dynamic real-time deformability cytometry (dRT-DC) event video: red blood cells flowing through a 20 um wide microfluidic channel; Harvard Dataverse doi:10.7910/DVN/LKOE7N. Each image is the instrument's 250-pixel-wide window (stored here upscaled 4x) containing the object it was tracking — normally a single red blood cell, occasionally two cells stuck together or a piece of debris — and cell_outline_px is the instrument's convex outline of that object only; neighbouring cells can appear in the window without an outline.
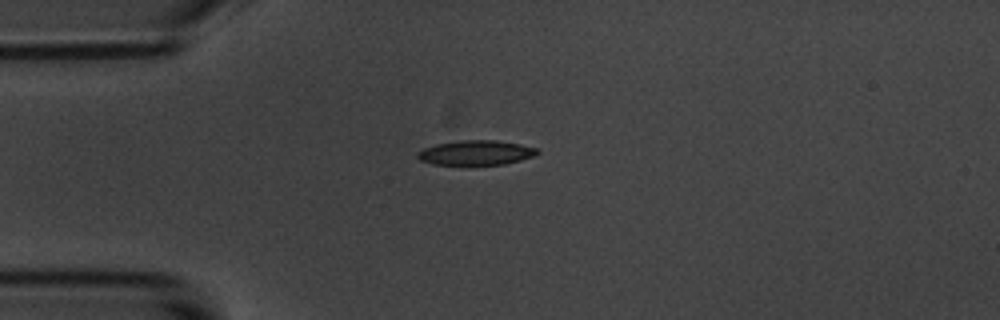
{"species": "common noctule bat (a hibernating species)", "species_latin": "Nyctalus noctula", "temperature_condition": "room temperature", "stored_images_in_passage": 43, "camera_frame_rate_fps": 3000, "um_per_image_px": 0.085, "animal": {"sex": "male", "body_mass_g": 20.1, "forearm_length_mm": 53.5}, "frame": {"image": 1, "passage_image": 1, "time_ms": 0.0, "image_size_px": [1000, 320], "cell_outline_px": [[540, 152], [532, 156], [520, 160], [504, 164], [432, 164], [420, 160], [416, 156], [416, 152], [424, 148], [436, 144], [460, 140], [496, 140], [520, 144], [536, 148]], "centroid_in_image_um": [40.42, 12.97], "position_along_channel_um": 44.6, "area_um2": 17.05}}
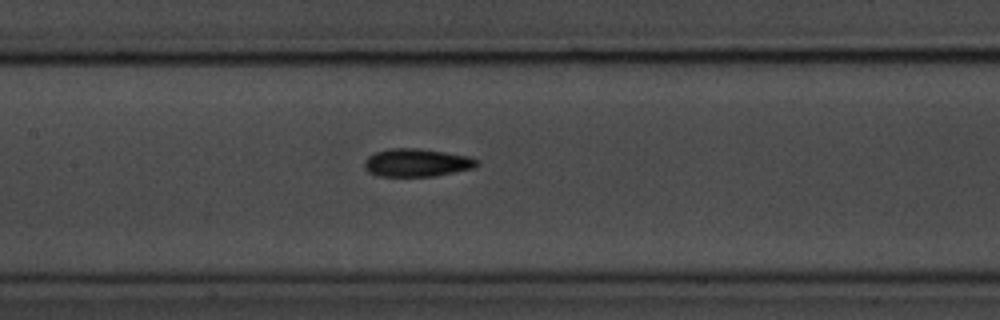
{"frame": {"image": 2, "passage_image": 13, "time_ms": 4.0, "image_size_px": [1000, 320], "cell_outline_px": [[480, 164], [472, 168], [432, 176], [376, 176], [368, 172], [364, 168], [364, 160], [368, 156], [376, 152], [388, 148], [420, 148], [468, 156], [480, 160]], "centroid_in_image_um": [35.39, 13.82], "position_along_channel_um": 172.0, "area_um2": 18.38}}
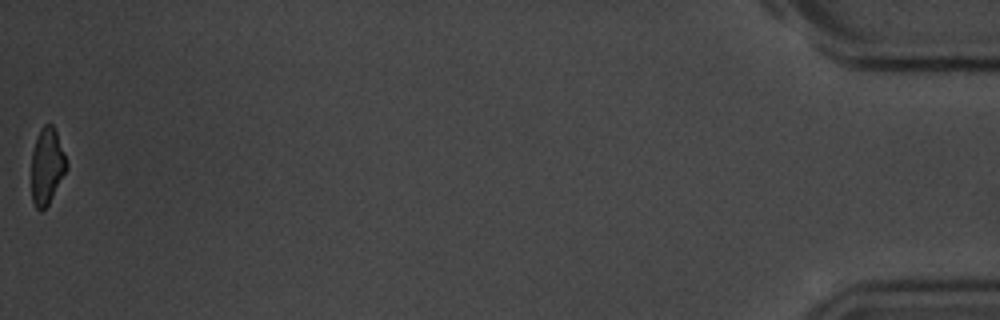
{"frame": {"image": 3, "passage_image": 43, "time_ms": 14.0, "image_size_px": [1000, 320], "cell_outline_px": [[68, 168], [48, 204], [40, 212], [36, 208], [32, 200], [32, 152], [40, 128], [44, 124], [52, 124], [56, 132], [68, 164]], "centroid_in_image_um": [3.99, 14.13], "position_along_channel_um": 431.2, "area_um2": 15.43}, "authors_computed_cell_mechanics": {"area_um2": 17.5712, "velocity_mm_per_s": 3.5851, "shape_relaxation_time_tau1_ms": 2.9804, "shape_relaxation_time_tau2_ms": 4.347, "deformation_change_tau1": 0.1194, "deformation_change_tau2": 0.1035}}